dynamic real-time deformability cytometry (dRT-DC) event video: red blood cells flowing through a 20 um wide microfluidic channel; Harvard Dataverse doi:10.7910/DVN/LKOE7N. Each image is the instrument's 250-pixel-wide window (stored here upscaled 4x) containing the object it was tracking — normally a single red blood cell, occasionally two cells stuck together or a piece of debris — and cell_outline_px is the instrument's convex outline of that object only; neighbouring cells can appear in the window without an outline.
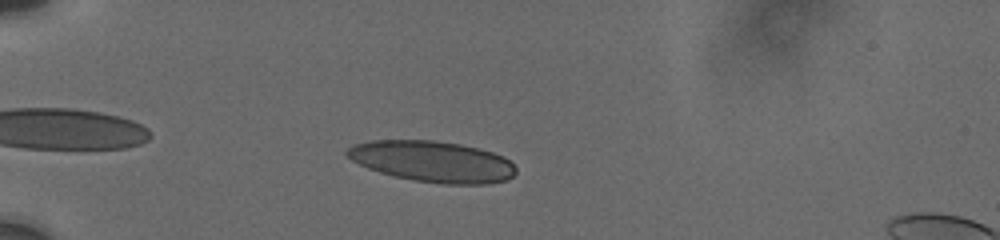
{"species": "human", "species_latin": "Homo sapiens", "temperature_condition": "cold", "stored_images_in_passage": 51, "camera_frame_rate_fps": 3000, "um_per_image_px": 0.085, "donor": {"sex": "male"}, "frame": {"image": 1, "passage_image": 9, "time_ms": 1.667, "image_size_px": [1000, 240], "cell_outline_px": [[516, 172], [512, 176], [504, 180], [488, 184], [440, 184], [412, 180], [392, 176], [368, 168], [352, 160], [344, 152], [352, 144], [372, 140], [432, 140], [460, 144], [492, 152], [504, 156], [516, 168]], "centroid_in_image_um": [36.74, 13.73], "position_along_channel_um": 48.3, "area_um2": 40.4}}
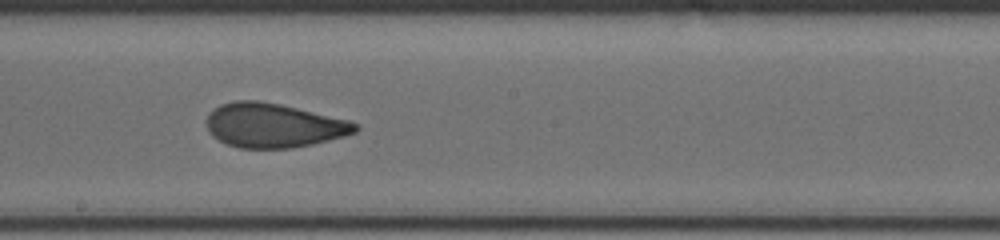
{"frame": {"image": 2, "passage_image": 25, "time_ms": 7.333, "image_size_px": [1000, 240], "cell_outline_px": [[360, 128], [356, 132], [344, 136], [312, 144], [292, 148], [240, 148], [228, 144], [212, 136], [208, 132], [208, 112], [212, 108], [220, 104], [236, 100], [260, 100], [280, 104], [348, 120], [356, 124]], "centroid_in_image_um": [23.22, 10.65], "position_along_channel_um": 225.0, "area_um2": 38.26}}
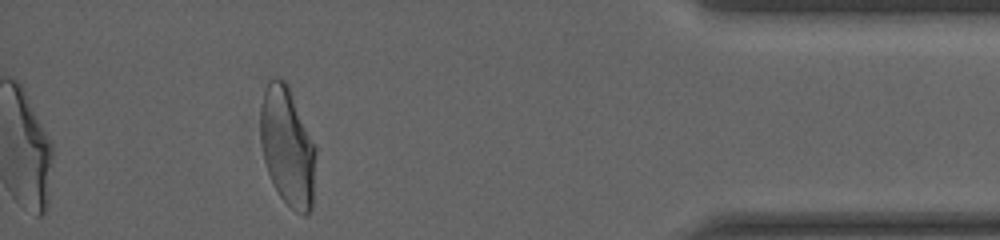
{"frame": {"image": 3, "passage_image": 45, "time_ms": 13.333, "image_size_px": [1000, 240], "cell_outline_px": [[316, 152], [312, 208], [304, 216], [296, 212], [280, 196], [272, 184], [264, 160], [260, 140], [260, 108], [264, 88], [268, 80], [276, 76], [284, 80], [288, 84], [316, 144]], "centroid_in_image_um": [24.43, 12.42], "position_along_channel_um": 410.8, "area_um2": 38.96}, "authors_computed_cell_mechanics": {"area_um2": 38.8994, "velocity_mm_per_s": 3.7319, "shape_relaxation_time_tau1_ms": 4.6576, "shape_relaxation_time_tau2_ms": 1.1316, "deformation_change_tau1": 0.1635, "deformation_change_tau2": 0.071}}